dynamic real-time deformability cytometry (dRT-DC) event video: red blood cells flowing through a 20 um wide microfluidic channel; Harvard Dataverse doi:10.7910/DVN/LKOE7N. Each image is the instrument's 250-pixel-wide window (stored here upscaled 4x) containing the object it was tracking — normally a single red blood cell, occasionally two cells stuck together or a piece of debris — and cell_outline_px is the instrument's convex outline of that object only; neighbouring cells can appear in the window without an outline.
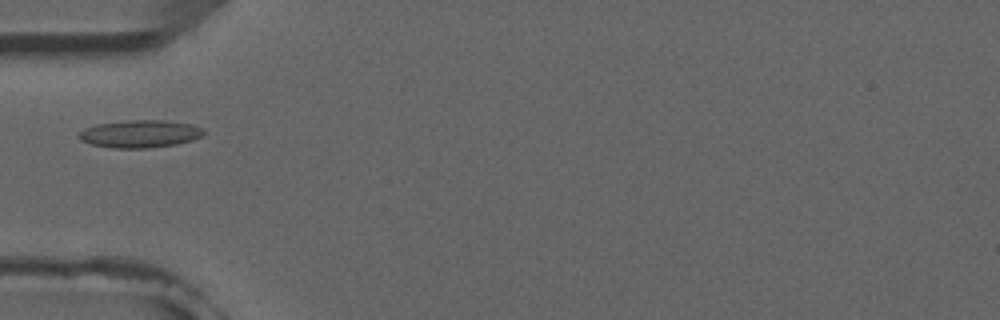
{"species": "common noctule bat (a hibernating species)", "species_latin": "Nyctalus noctula", "temperature_condition": "room temperature", "stored_images_in_passage": 5, "camera_frame_rate_fps": 3000, "um_per_image_px": 0.085, "animal": {"sex": "male", "forearm_length_mm": 52.5}, "frame": {"image": 1, "passage_image": 5, "time_ms": 4.667, "image_size_px": [1000, 320], "cell_outline_px": [[204, 132], [200, 136], [192, 140], [176, 144], [148, 148], [112, 148], [92, 144], [80, 140], [76, 136], [84, 128], [96, 124], [128, 120], [164, 120], [192, 124], [204, 128]], "centroid_in_image_um": [11.88, 11.37], "position_along_channel_um": 73.1, "area_um2": 20.11}}